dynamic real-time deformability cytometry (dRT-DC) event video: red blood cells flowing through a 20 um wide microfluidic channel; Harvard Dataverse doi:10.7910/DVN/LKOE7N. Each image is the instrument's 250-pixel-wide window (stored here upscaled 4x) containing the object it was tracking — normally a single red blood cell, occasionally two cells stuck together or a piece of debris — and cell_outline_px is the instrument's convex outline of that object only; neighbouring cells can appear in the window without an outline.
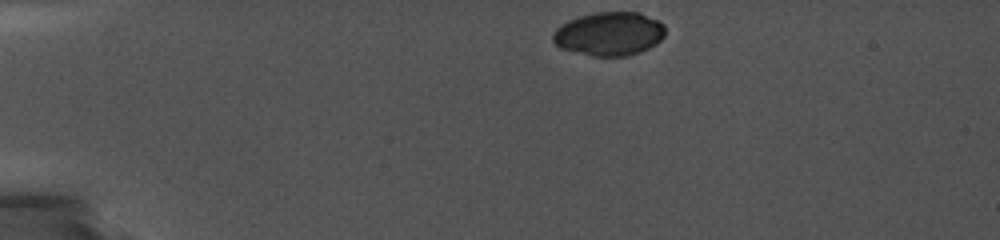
{"species": "common noctule bat (a hibernating species)", "species_latin": "Nyctalus noctula", "temperature_condition": "cold", "stored_images_in_passage": 21, "camera_frame_rate_fps": 5000, "um_per_image_px": 0.085, "animal": {"sex": "female", "body_mass_g": 19.0, "forearm_length_mm": 56.7}, "frame": {"image": 1, "passage_image": 1, "time_ms": 0.0, "image_size_px": [1000, 240], "cell_outline_px": [[664, 36], [656, 44], [640, 52], [628, 56], [592, 56], [560, 48], [552, 40], [552, 32], [556, 28], [568, 20], [580, 16], [596, 12], [640, 12], [664, 24]], "centroid_in_image_um": [51.77, 2.88], "position_along_channel_um": 33.2, "area_um2": 28.61}}
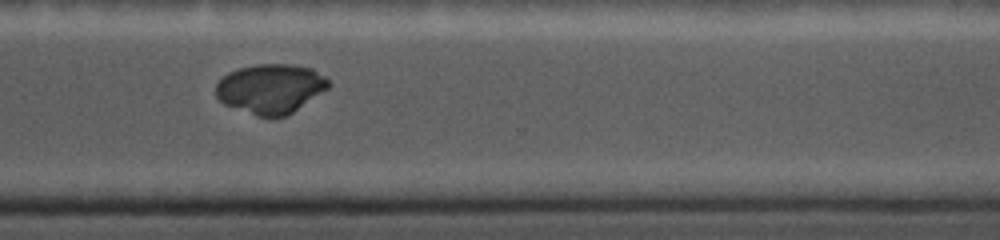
{"frame": {"image": 2, "passage_image": 17, "time_ms": 10.4, "image_size_px": [1000, 240], "cell_outline_px": [[332, 84], [328, 88], [292, 112], [284, 116], [256, 116], [224, 104], [216, 96], [216, 84], [228, 72], [240, 68], [256, 64], [288, 64], [312, 68], [324, 76]], "centroid_in_image_um": [22.99, 7.52], "position_along_channel_um": 347.6, "area_um2": 32.19}}
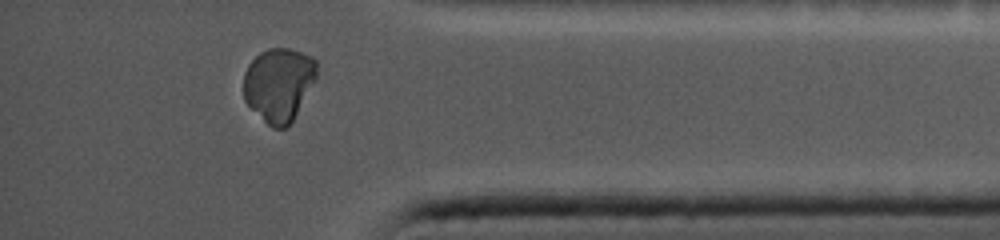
{"frame": {"image": 3, "passage_image": 20, "time_ms": 12.2, "image_size_px": [1000, 240], "cell_outline_px": [[316, 80], [292, 120], [284, 128], [272, 128], [244, 100], [244, 72], [248, 64], [260, 52], [268, 48], [288, 48], [312, 56], [316, 60]], "centroid_in_image_um": [23.7, 7.15], "position_along_channel_um": 411.5, "area_um2": 31.15}}